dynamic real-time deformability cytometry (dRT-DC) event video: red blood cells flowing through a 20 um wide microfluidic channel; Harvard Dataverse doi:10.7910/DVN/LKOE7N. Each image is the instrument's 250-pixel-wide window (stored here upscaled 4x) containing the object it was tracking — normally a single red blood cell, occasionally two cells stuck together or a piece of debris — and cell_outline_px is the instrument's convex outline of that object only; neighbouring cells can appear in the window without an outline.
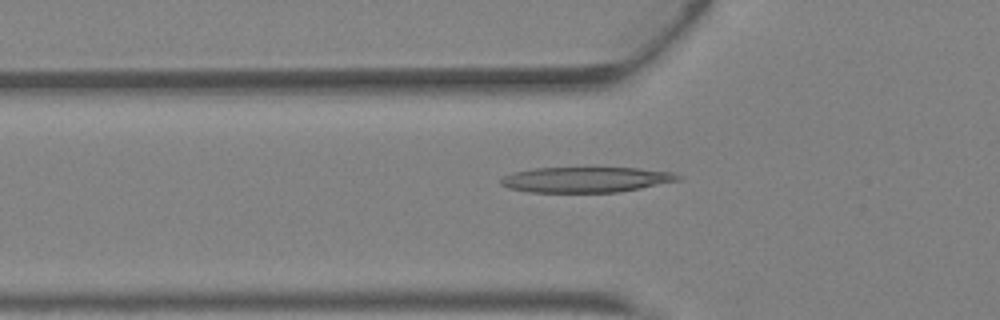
{"species": "Egyptian fruit bat (a non-hibernating species)", "species_latin": "Rousettus aegyptiacus", "temperature_condition": "warm", "stored_images_in_passage": 42, "camera_frame_rate_fps": 3000, "um_per_image_px": 0.085, "animal": {"sex": "female"}, "frame": {"image": 1, "passage_image": 14, "time_ms": 4.333, "image_size_px": [1000, 320], "cell_outline_px": [[684, 176], [680, 180], [640, 188], [616, 192], [528, 192], [508, 188], [500, 184], [500, 180], [504, 176], [516, 172], [536, 168], [636, 168], [672, 172]], "centroid_in_image_um": [49.82, 15.27], "position_along_channel_um": 76.0, "area_um2": 26.07}}
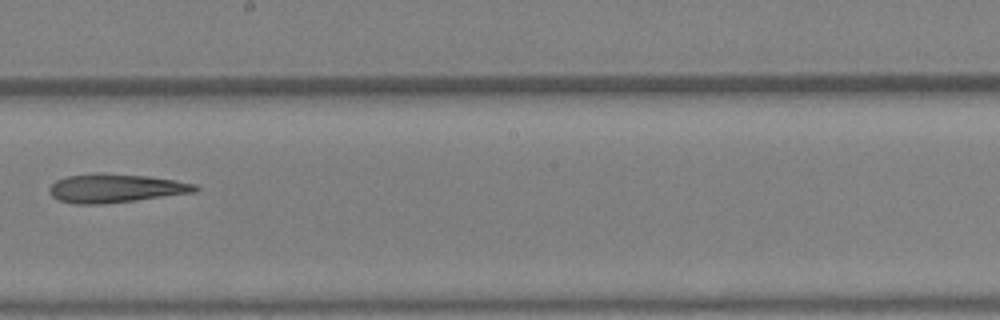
{"frame": {"image": 2, "passage_image": 24, "time_ms": 7.667, "image_size_px": [1000, 320], "cell_outline_px": [[200, 188], [196, 192], [100, 204], [76, 204], [60, 200], [52, 196], [48, 188], [56, 180], [64, 176], [96, 172], [104, 172], [148, 176], [196, 184]], "centroid_in_image_um": [9.78, 15.97], "position_along_channel_um": 238.4, "area_um2": 24.33}}
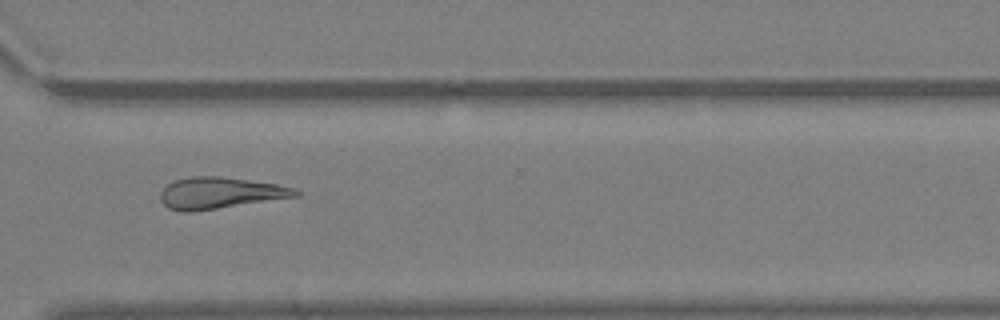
{"frame": {"image": 3, "passage_image": 31, "time_ms": 10.0, "image_size_px": [1000, 320], "cell_outline_px": [[300, 196], [192, 212], [180, 212], [168, 208], [160, 200], [160, 192], [168, 184], [176, 180], [192, 176], [220, 176], [276, 184], [292, 188], [300, 192]], "centroid_in_image_um": [18.67, 16.41], "position_along_channel_um": 351.9, "area_um2": 24.68}, "authors_computed_cell_mechanics": {"area_um2": 25.9522, "velocity_mm_per_s": 4.8657, "shape_relaxation_time_tau1_ms": null, "shape_relaxation_time_tau2_ms": 3.6496, "deformation_change_tau1": null, "deformation_change_tau2": 0.1816}}